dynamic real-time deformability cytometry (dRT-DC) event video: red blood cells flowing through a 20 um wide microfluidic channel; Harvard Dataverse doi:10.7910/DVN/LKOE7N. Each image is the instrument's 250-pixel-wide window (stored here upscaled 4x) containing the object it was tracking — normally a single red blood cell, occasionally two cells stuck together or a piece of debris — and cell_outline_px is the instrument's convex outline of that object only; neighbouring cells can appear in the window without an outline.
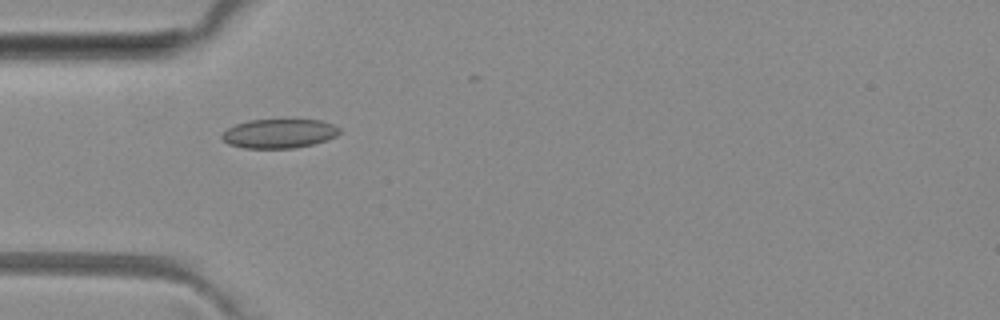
{"species": "common noctule bat (a hibernating species)", "species_latin": "Nyctalus noctula", "temperature_condition": "room temperature", "stored_images_in_passage": 3, "camera_frame_rate_fps": 3000, "um_per_image_px": 0.085, "animal": {"sex": "female", "body_mass_g": 29.2, "forearm_length_mm": 56.3}, "frame": {"image": 1, "passage_image": 2, "time_ms": 2.0, "image_size_px": [1000, 320], "cell_outline_px": [[340, 132], [336, 136], [312, 144], [292, 148], [244, 148], [228, 144], [220, 136], [228, 128], [236, 124], [248, 120], [320, 120], [332, 124], [340, 128]], "centroid_in_image_um": [23.7, 11.35], "position_along_channel_um": 61.3, "area_um2": 19.77}}
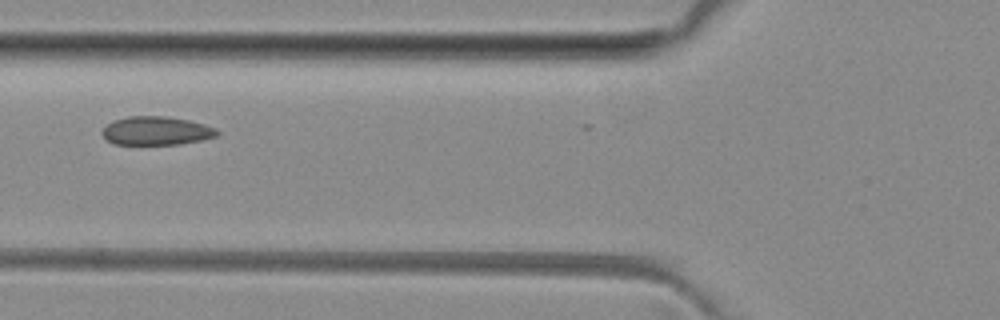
{"frame": {"image": 2, "passage_image": 3, "time_ms": 3.333, "image_size_px": [1000, 320], "cell_outline_px": [[220, 132], [216, 136], [200, 140], [180, 144], [112, 144], [100, 132], [108, 124], [116, 120], [128, 116], [168, 116], [188, 120], [204, 124], [216, 128]], "centroid_in_image_um": [13.3, 11.11], "position_along_channel_um": 112.5, "area_um2": 19.02}}